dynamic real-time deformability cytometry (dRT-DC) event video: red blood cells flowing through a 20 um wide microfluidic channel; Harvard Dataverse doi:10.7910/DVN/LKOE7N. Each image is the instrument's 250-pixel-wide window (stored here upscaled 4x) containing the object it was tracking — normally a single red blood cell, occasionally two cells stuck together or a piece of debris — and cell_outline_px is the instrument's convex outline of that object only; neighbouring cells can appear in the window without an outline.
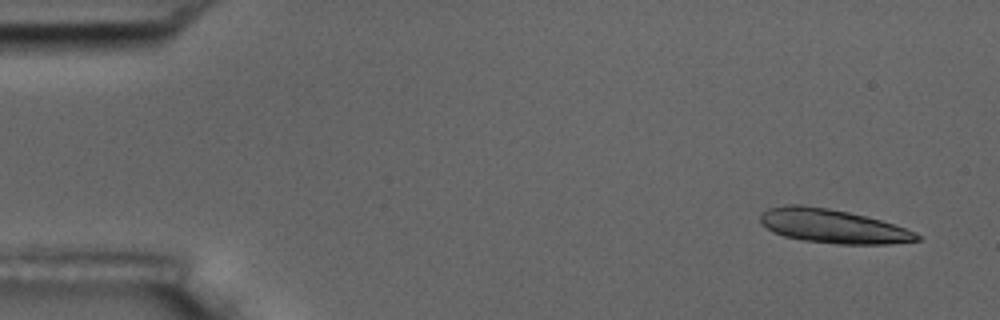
{"species": "common noctule bat (a hibernating species)", "species_latin": "Nyctalus noctula", "temperature_condition": "room temperature", "stored_images_in_passage": 6, "segment_of_instrument_passage": [1, 2], "camera_frame_rate_fps": 3000, "um_per_image_px": 0.085, "animal": {"sex": "male", "body_mass_g": 17.5, "forearm_length_mm": 52.3}, "frame": {"image": 1, "passage_image": 1, "time_ms": 0.0, "image_size_px": [1000, 320], "cell_outline_px": [[920, 240], [888, 244], [836, 244], [800, 240], [784, 236], [772, 232], [760, 220], [760, 212], [768, 208], [784, 204], [800, 204], [828, 208], [848, 212], [880, 220], [916, 232], [920, 236]], "centroid_in_image_um": [70.73, 19.22], "position_along_channel_um": 14.3, "area_um2": 30.92}}